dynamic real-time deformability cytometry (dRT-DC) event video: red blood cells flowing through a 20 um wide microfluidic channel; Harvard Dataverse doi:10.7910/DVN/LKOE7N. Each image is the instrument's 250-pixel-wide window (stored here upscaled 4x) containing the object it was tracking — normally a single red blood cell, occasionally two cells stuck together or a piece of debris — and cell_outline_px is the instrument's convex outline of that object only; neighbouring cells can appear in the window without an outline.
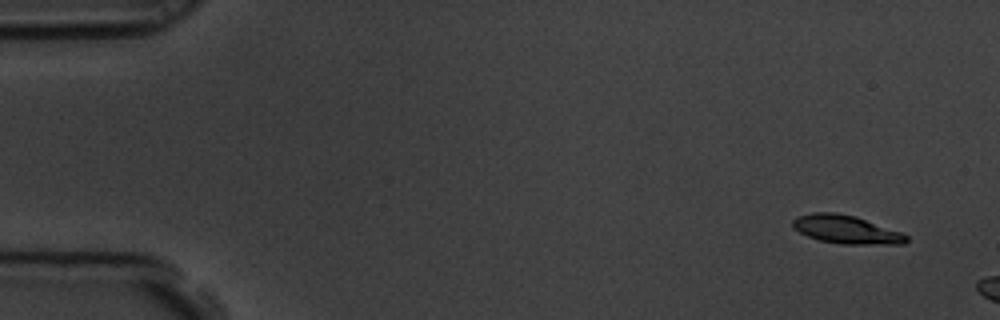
{"species": "common noctule bat (a hibernating species)", "species_latin": "Nyctalus noctula", "temperature_condition": "room temperature", "stored_images_in_passage": 3, "camera_frame_rate_fps": 3000, "um_per_image_px": 0.085, "animal": {"sex": "male", "body_mass_g": 19.5, "forearm_length_mm": 54.6}, "frame": {"image": 1, "passage_image": 1, "time_ms": 0.0, "image_size_px": [1000, 320], "cell_outline_px": [[908, 240], [904, 244], [840, 244], [820, 240], [808, 236], [792, 228], [792, 220], [796, 216], [812, 212], [836, 212], [856, 216], [900, 232], [908, 236]], "centroid_in_image_um": [71.89, 19.5], "position_along_channel_um": 13.1, "area_um2": 18.79}}